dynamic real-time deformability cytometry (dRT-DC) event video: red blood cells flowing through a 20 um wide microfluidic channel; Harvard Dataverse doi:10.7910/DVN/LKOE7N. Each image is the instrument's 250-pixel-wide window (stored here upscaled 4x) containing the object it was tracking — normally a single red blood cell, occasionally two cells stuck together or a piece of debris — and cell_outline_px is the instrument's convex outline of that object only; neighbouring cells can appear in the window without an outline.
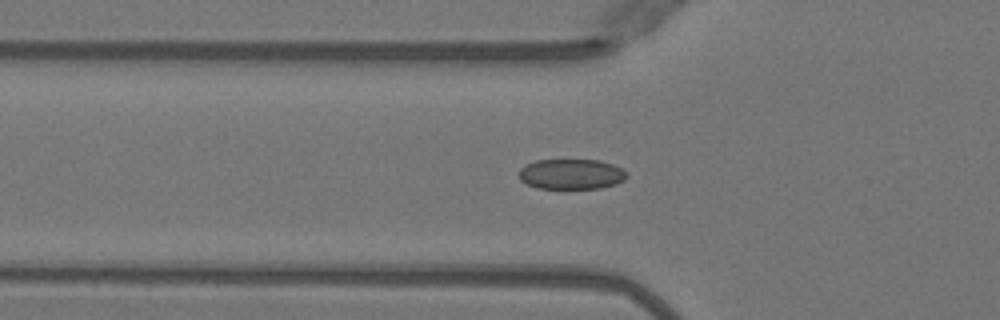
{"species": "Egyptian fruit bat (a non-hibernating species)", "species_latin": "Rousettus aegyptiacus", "temperature_condition": "warm", "stored_images_in_passage": 18, "camera_frame_rate_fps": 3000, "um_per_image_px": 0.085, "animal": {"sex": "female"}, "frame": {"image": 1, "passage_image": 5, "time_ms": 1.333, "image_size_px": [1000, 320], "cell_outline_px": [[628, 176], [624, 180], [616, 184], [600, 188], [540, 188], [528, 184], [520, 180], [516, 176], [516, 172], [520, 168], [536, 160], [600, 160], [612, 164], [620, 168]], "centroid_in_image_um": [48.52, 14.8], "position_along_channel_um": 77.3, "area_um2": 19.02}}
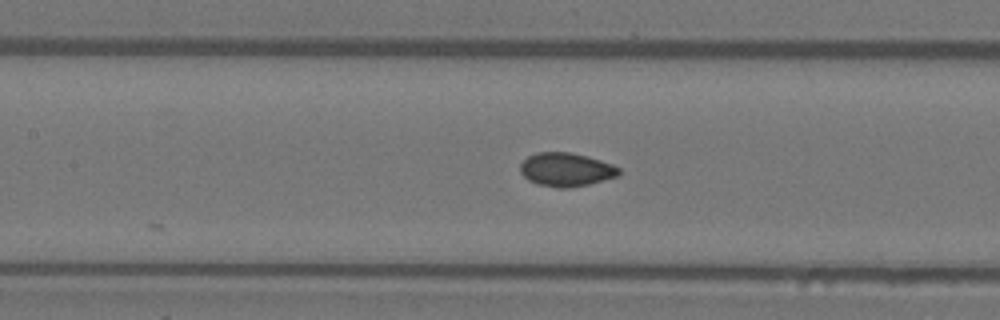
{"frame": {"image": 2, "passage_image": 11, "time_ms": 3.333, "image_size_px": [1000, 320], "cell_outline_px": [[620, 172], [616, 176], [588, 184], [568, 188], [556, 188], [536, 184], [528, 180], [520, 172], [520, 164], [528, 156], [536, 152], [568, 152], [588, 156], [612, 164], [620, 168]], "centroid_in_image_um": [48.08, 14.41], "position_along_channel_um": 159.3, "area_um2": 19.31}}
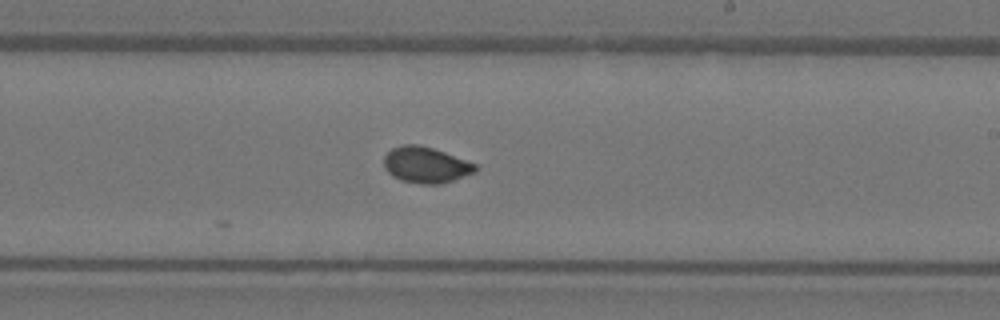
{"frame": {"image": 3, "passage_image": 18, "time_ms": 5.667, "image_size_px": [1000, 320], "cell_outline_px": [[476, 172], [440, 184], [420, 184], [400, 180], [392, 176], [384, 168], [384, 156], [392, 148], [404, 144], [420, 144], [444, 152], [476, 164]], "centroid_in_image_um": [36.16, 14.02], "position_along_channel_um": 252.8, "area_um2": 19.13}}